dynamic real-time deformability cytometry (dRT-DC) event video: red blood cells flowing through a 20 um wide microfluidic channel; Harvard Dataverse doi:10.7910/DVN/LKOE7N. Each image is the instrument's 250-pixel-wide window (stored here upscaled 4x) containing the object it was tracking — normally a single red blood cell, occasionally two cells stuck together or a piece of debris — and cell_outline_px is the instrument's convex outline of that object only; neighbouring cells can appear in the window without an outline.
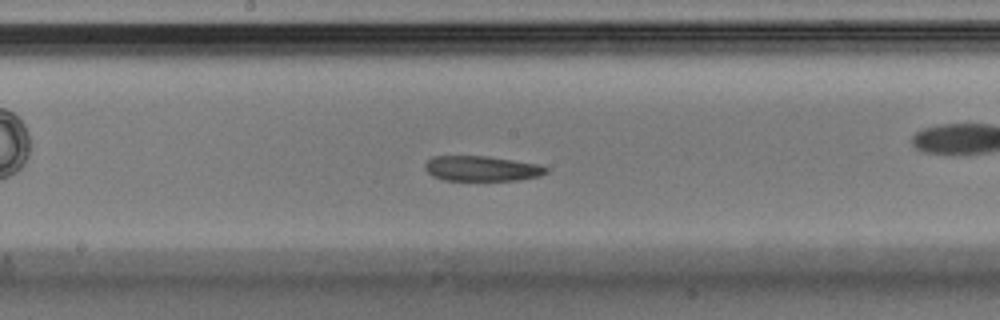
{"species": "Egyptian fruit bat (a non-hibernating species)", "species_latin": "Rousettus aegyptiacus", "temperature_condition": "warm", "stored_images_in_passage": 29, "camera_frame_rate_fps": 3000, "um_per_image_px": 0.085, "animal": {"sex": "male"}, "frame": {"image": 1, "passage_image": 9, "time_ms": 2.667, "image_size_px": [1000, 320], "cell_outline_px": [[548, 172], [540, 176], [520, 180], [444, 180], [432, 176], [424, 168], [424, 164], [432, 156], [488, 156], [540, 164], [548, 168]], "centroid_in_image_um": [40.96, 14.32], "position_along_channel_um": 207.2, "area_um2": 17.92}}